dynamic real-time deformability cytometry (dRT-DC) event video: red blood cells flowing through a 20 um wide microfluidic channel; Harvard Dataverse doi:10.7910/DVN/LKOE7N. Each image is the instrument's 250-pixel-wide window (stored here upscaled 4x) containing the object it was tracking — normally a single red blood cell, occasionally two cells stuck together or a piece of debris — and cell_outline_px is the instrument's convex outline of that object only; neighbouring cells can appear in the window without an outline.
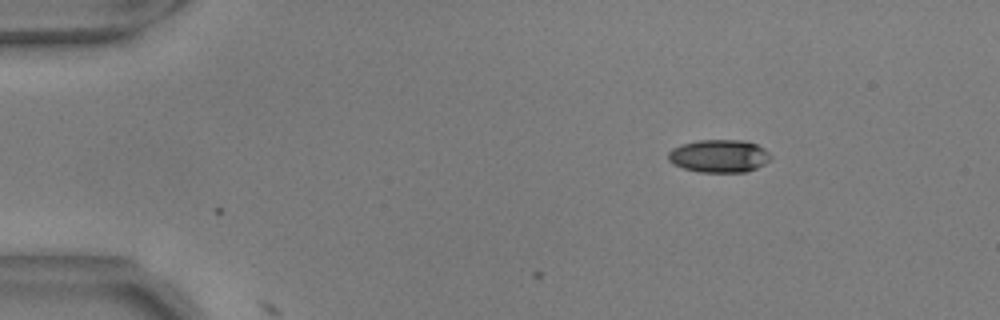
{"species": "common noctule bat (a hibernating species)", "species_latin": "Nyctalus noctula", "temperature_condition": "warm", "stored_images_in_passage": 2, "camera_frame_rate_fps": 3000, "um_per_image_px": 0.085, "animal": {"sex": "male", "body_mass_g": 17.9, "forearm_length_mm": 54.2}, "frame": {"image": 1, "passage_image": 1, "time_ms": 0.0, "image_size_px": [1000, 320], "cell_outline_px": [[772, 156], [764, 164], [756, 168], [744, 172], [700, 172], [684, 168], [672, 164], [668, 160], [668, 152], [672, 148], [696, 140], [744, 140], [756, 144], [764, 148]], "centroid_in_image_um": [61.11, 13.26], "position_along_channel_um": 23.9, "area_um2": 19.59}}